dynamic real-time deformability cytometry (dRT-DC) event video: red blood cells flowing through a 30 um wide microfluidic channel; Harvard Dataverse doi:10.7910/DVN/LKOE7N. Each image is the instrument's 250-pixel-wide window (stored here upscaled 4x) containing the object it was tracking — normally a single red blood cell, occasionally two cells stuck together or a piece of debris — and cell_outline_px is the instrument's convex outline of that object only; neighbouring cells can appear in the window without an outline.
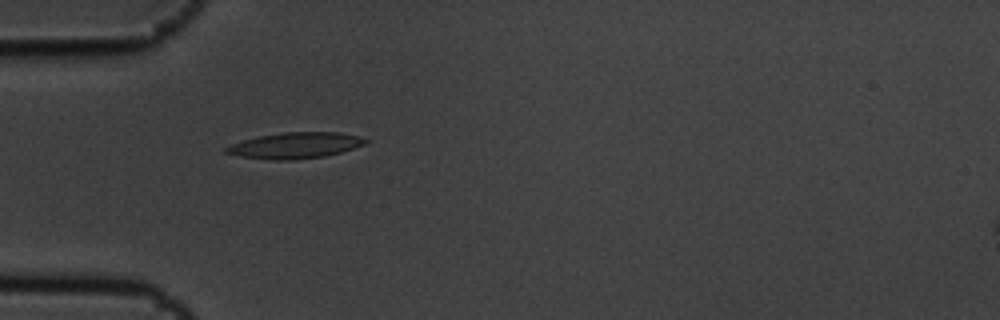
{"species": "common noctule bat (a hibernating species)", "species_latin": "Nyctalus noctula", "temperature_condition": "cold", "stored_images_in_passage": 3, "camera_frame_rate_fps": 3000, "um_per_image_px": 0.085, "animal": {"sex": "male", "body_mass_g": 19.5, "forearm_length_mm": 54.6}, "frame": {"image": 1, "passage_image": 1, "time_ms": 0.0, "image_size_px": [1000, 320], "cell_outline_px": [[368, 140], [364, 144], [340, 152], [324, 156], [296, 160], [276, 160], [240, 156], [224, 152], [224, 148], [232, 144], [244, 140], [260, 136], [284, 132], [340, 132], [360, 136]], "centroid_in_image_um": [25.1, 12.36], "position_along_channel_um": 59.9, "area_um2": 20.87}}
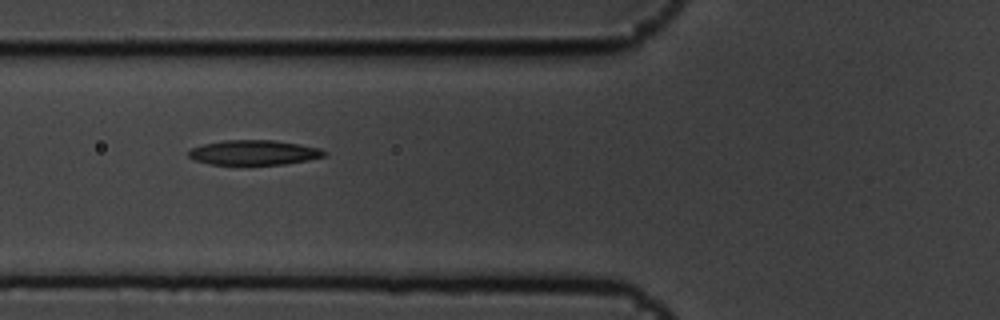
{"frame": {"image": 2, "passage_image": 2, "time_ms": 0.333, "image_size_px": [1000, 320], "cell_outline_px": [[328, 152], [324, 156], [308, 160], [284, 164], [208, 164], [192, 160], [188, 156], [188, 152], [192, 148], [204, 144], [224, 140], [276, 140], [300, 144], [320, 148]], "centroid_in_image_um": [21.58, 12.96], "position_along_channel_um": 104.2, "area_um2": 19.65}}
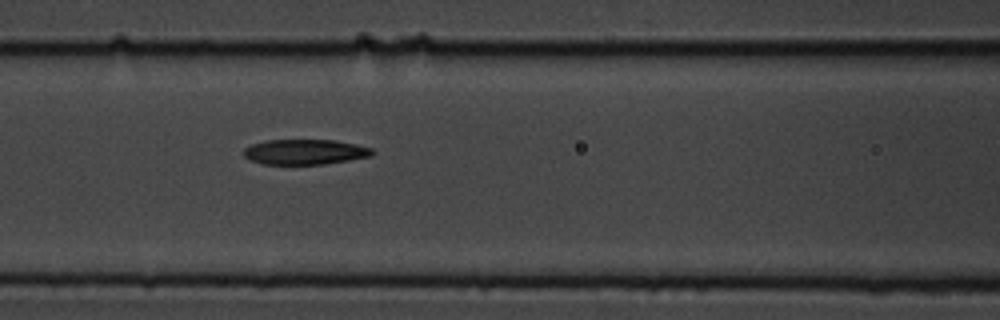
{"frame": {"image": 3, "passage_image": 3, "time_ms": 0.667, "image_size_px": [1000, 320], "cell_outline_px": [[376, 152], [372, 156], [324, 164], [264, 164], [252, 160], [244, 156], [244, 148], [252, 144], [264, 140], [336, 140], [356, 144], [372, 148]], "centroid_in_image_um": [25.95, 12.9], "position_along_channel_um": 140.6, "area_um2": 18.9}}